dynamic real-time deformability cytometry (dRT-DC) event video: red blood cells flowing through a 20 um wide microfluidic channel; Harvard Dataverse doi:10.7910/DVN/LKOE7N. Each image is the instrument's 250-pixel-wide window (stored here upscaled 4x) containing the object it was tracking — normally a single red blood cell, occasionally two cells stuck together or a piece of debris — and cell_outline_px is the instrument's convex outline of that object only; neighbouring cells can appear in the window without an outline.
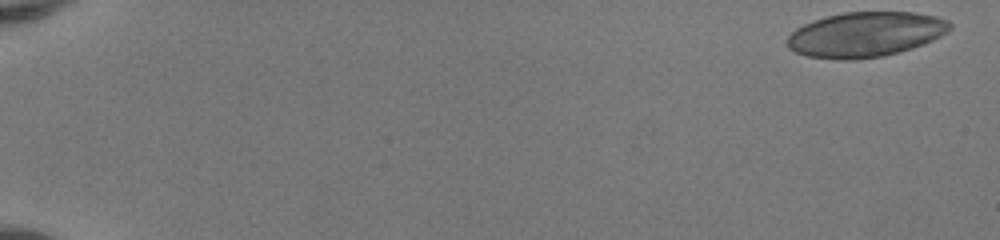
{"species": "human", "species_latin": "Homo sapiens", "temperature_condition": "room temperature", "stored_images_in_passage": 51, "camera_frame_rate_fps": 3000, "um_per_image_px": 0.085, "donor": {"sex": "female"}, "frame": {"image": 1, "passage_image": 1, "time_ms": 0.0, "image_size_px": [1000, 240], "cell_outline_px": [[952, 28], [948, 32], [932, 40], [896, 52], [880, 56], [808, 56], [796, 52], [788, 48], [788, 36], [796, 28], [812, 20], [844, 12], [916, 12], [936, 16], [948, 20], [952, 24]], "centroid_in_image_um": [73.61, 2.85], "position_along_channel_um": 11.4, "area_um2": 41.15}}
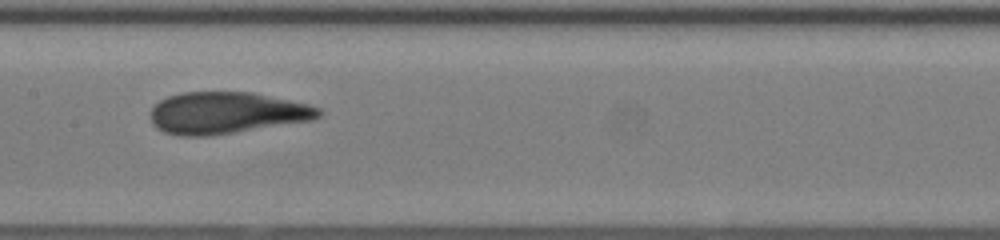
{"frame": {"image": 2, "passage_image": 28, "time_ms": 9.0, "image_size_px": [1000, 240], "cell_outline_px": [[324, 112], [320, 116], [312, 120], [212, 136], [180, 136], [164, 132], [156, 128], [152, 124], [152, 108], [160, 100], [168, 96], [184, 92], [252, 92], [308, 104], [320, 108]], "centroid_in_image_um": [19.26, 9.6], "position_along_channel_um": 188.1, "area_um2": 40.92}}
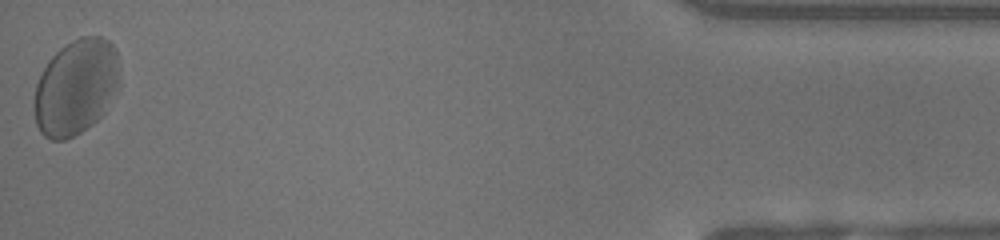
{"frame": {"image": 3, "passage_image": 51, "time_ms": 16.667, "image_size_px": [1000, 240], "cell_outline_px": [[116, 88], [104, 112], [92, 124], [80, 132], [64, 140], [52, 140], [44, 136], [40, 132], [36, 124], [32, 100], [36, 84], [48, 60], [60, 48], [72, 40], [80, 36], [100, 36], [108, 40], [116, 48]], "centroid_in_image_um": [6.38, 7.41], "position_along_channel_um": 428.8, "area_um2": 47.11}, "authors_computed_cell_mechanics": {"area_um2": 41.5582, "velocity_mm_per_s": 4.0962, "shape_relaxation_time_tau1_ms": 3.241, "shape_relaxation_time_tau2_ms": 0.7851, "deformation_change_tau1": 0.1321, "deformation_change_tau2": 0.0775}}